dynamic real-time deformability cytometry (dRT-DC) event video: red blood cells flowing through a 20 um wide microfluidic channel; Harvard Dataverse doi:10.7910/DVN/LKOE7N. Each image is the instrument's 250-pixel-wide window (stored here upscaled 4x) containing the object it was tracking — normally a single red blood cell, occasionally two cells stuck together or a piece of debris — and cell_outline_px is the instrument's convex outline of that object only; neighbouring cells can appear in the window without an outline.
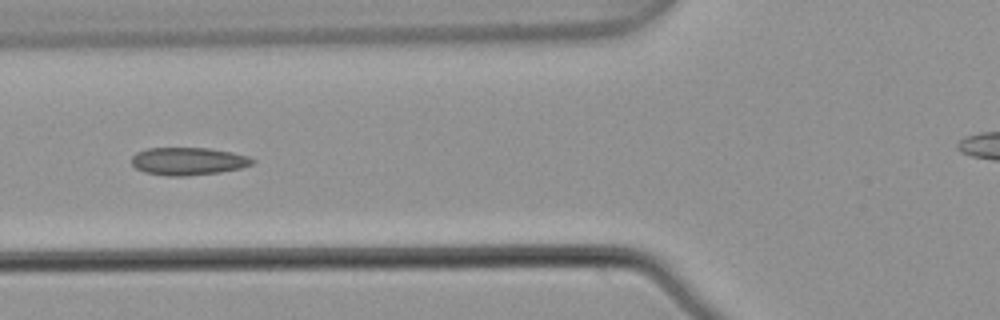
{"species": "common noctule bat (a hibernating species)", "species_latin": "Nyctalus noctula", "temperature_condition": "warm", "stored_images_in_passage": 8, "segment_of_instrument_passage": [1, 2], "camera_frame_rate_fps": 3000, "um_per_image_px": 0.085, "animal": {"sex": "male", "body_mass_g": 21.5, "forearm_length_mm": 52.0}, "frame": {"image": 1, "passage_image": 7, "time_ms": 2.0, "image_size_px": [1000, 320], "cell_outline_px": [[256, 160], [252, 164], [240, 168], [220, 172], [188, 176], [168, 176], [144, 172], [136, 168], [132, 164], [132, 156], [136, 152], [148, 148], [208, 148], [232, 152], [248, 156]], "centroid_in_image_um": [15.99, 13.7], "position_along_channel_um": 109.8, "area_um2": 19.54}}